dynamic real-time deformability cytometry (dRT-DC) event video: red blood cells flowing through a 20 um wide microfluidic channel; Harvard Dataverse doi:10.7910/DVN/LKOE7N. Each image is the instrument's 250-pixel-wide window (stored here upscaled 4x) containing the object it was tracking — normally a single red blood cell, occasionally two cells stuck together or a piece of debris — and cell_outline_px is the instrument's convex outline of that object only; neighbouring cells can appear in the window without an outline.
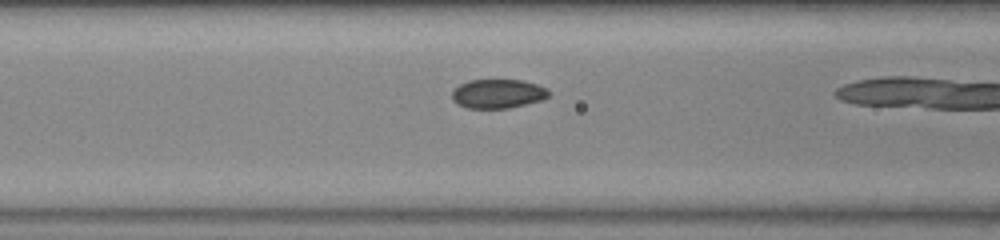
{"species": "common noctule bat (a hibernating species)", "species_latin": "Nyctalus noctula", "temperature_condition": "warm", "stored_images_in_passage": 6, "camera_frame_rate_fps": 3000, "um_per_image_px": 0.085, "animal": {"sex": "female", "body_mass_g": 23.0, "forearm_length_mm": 53.4}, "frame": {"image": 1, "passage_image": 4, "time_ms": 1.0, "image_size_px": [1000, 240], "cell_outline_px": [[552, 92], [548, 96], [540, 100], [508, 108], [468, 108], [456, 104], [452, 100], [452, 92], [460, 84], [468, 80], [524, 80], [548, 88]], "centroid_in_image_um": [42.32, 7.96], "position_along_channel_um": 124.3, "area_um2": 16.42}}